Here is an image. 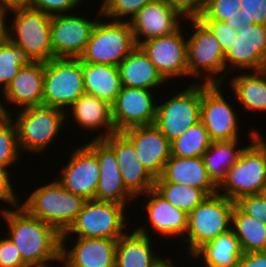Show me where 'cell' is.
I'll use <instances>...</instances> for the list:
<instances>
[{"label":"cell","instance_id":"cell-40","mask_svg":"<svg viewBox=\"0 0 266 267\" xmlns=\"http://www.w3.org/2000/svg\"><path fill=\"white\" fill-rule=\"evenodd\" d=\"M84 0H29L28 7L49 16L62 15L80 10ZM78 6L80 8H78Z\"/></svg>","mask_w":266,"mask_h":267},{"label":"cell","instance_id":"cell-16","mask_svg":"<svg viewBox=\"0 0 266 267\" xmlns=\"http://www.w3.org/2000/svg\"><path fill=\"white\" fill-rule=\"evenodd\" d=\"M154 92V93H153ZM158 91L122 86L111 105V117L116 132L134 126L153 125L156 120ZM158 98V99H157Z\"/></svg>","mask_w":266,"mask_h":267},{"label":"cell","instance_id":"cell-37","mask_svg":"<svg viewBox=\"0 0 266 267\" xmlns=\"http://www.w3.org/2000/svg\"><path fill=\"white\" fill-rule=\"evenodd\" d=\"M22 155L18 145L15 122L10 116H4L0 119V166L11 171L12 165L16 168L15 164L22 160Z\"/></svg>","mask_w":266,"mask_h":267},{"label":"cell","instance_id":"cell-9","mask_svg":"<svg viewBox=\"0 0 266 267\" xmlns=\"http://www.w3.org/2000/svg\"><path fill=\"white\" fill-rule=\"evenodd\" d=\"M136 46L129 22L106 21L101 17L79 59L84 63L118 66Z\"/></svg>","mask_w":266,"mask_h":267},{"label":"cell","instance_id":"cell-20","mask_svg":"<svg viewBox=\"0 0 266 267\" xmlns=\"http://www.w3.org/2000/svg\"><path fill=\"white\" fill-rule=\"evenodd\" d=\"M116 244V239L61 237L62 266L115 267Z\"/></svg>","mask_w":266,"mask_h":267},{"label":"cell","instance_id":"cell-54","mask_svg":"<svg viewBox=\"0 0 266 267\" xmlns=\"http://www.w3.org/2000/svg\"><path fill=\"white\" fill-rule=\"evenodd\" d=\"M4 117L3 111H2V107H1V101H0V119H2Z\"/></svg>","mask_w":266,"mask_h":267},{"label":"cell","instance_id":"cell-24","mask_svg":"<svg viewBox=\"0 0 266 267\" xmlns=\"http://www.w3.org/2000/svg\"><path fill=\"white\" fill-rule=\"evenodd\" d=\"M102 140L115 153L123 183L135 197L154 189L155 178L144 168L133 144L121 132Z\"/></svg>","mask_w":266,"mask_h":267},{"label":"cell","instance_id":"cell-51","mask_svg":"<svg viewBox=\"0 0 266 267\" xmlns=\"http://www.w3.org/2000/svg\"><path fill=\"white\" fill-rule=\"evenodd\" d=\"M177 262V260H174V258L172 259L171 257H167V259H165L158 267H176L177 264L175 263ZM177 267H181L180 265Z\"/></svg>","mask_w":266,"mask_h":267},{"label":"cell","instance_id":"cell-21","mask_svg":"<svg viewBox=\"0 0 266 267\" xmlns=\"http://www.w3.org/2000/svg\"><path fill=\"white\" fill-rule=\"evenodd\" d=\"M121 133L133 144L144 168L154 177H160L171 156V142L153 125L134 126Z\"/></svg>","mask_w":266,"mask_h":267},{"label":"cell","instance_id":"cell-45","mask_svg":"<svg viewBox=\"0 0 266 267\" xmlns=\"http://www.w3.org/2000/svg\"><path fill=\"white\" fill-rule=\"evenodd\" d=\"M214 34L220 43L221 49L225 54L232 46L237 31L230 29L224 21L218 20H201Z\"/></svg>","mask_w":266,"mask_h":267},{"label":"cell","instance_id":"cell-27","mask_svg":"<svg viewBox=\"0 0 266 267\" xmlns=\"http://www.w3.org/2000/svg\"><path fill=\"white\" fill-rule=\"evenodd\" d=\"M161 177L170 183L202 189L208 196L218 193V186L209 177L203 157L170 156Z\"/></svg>","mask_w":266,"mask_h":267},{"label":"cell","instance_id":"cell-23","mask_svg":"<svg viewBox=\"0 0 266 267\" xmlns=\"http://www.w3.org/2000/svg\"><path fill=\"white\" fill-rule=\"evenodd\" d=\"M43 89L44 63L33 62L22 67L5 91L0 94L1 97L3 96L0 101L4 116L13 113L10 111L12 104V107H16L18 110L19 108L42 106Z\"/></svg>","mask_w":266,"mask_h":267},{"label":"cell","instance_id":"cell-50","mask_svg":"<svg viewBox=\"0 0 266 267\" xmlns=\"http://www.w3.org/2000/svg\"><path fill=\"white\" fill-rule=\"evenodd\" d=\"M7 15L6 11L0 9V44L7 38Z\"/></svg>","mask_w":266,"mask_h":267},{"label":"cell","instance_id":"cell-3","mask_svg":"<svg viewBox=\"0 0 266 267\" xmlns=\"http://www.w3.org/2000/svg\"><path fill=\"white\" fill-rule=\"evenodd\" d=\"M28 195L24 200L21 198L19 206L32 217L52 225L61 234L74 222L87 201L65 189L56 177L35 187Z\"/></svg>","mask_w":266,"mask_h":267},{"label":"cell","instance_id":"cell-1","mask_svg":"<svg viewBox=\"0 0 266 267\" xmlns=\"http://www.w3.org/2000/svg\"><path fill=\"white\" fill-rule=\"evenodd\" d=\"M0 216L7 223V237L18 247L28 267H45L61 261L62 234L55 227L32 217L21 206H2Z\"/></svg>","mask_w":266,"mask_h":267},{"label":"cell","instance_id":"cell-30","mask_svg":"<svg viewBox=\"0 0 266 267\" xmlns=\"http://www.w3.org/2000/svg\"><path fill=\"white\" fill-rule=\"evenodd\" d=\"M242 254L239 240L231 229L205 243L187 259L198 262V267H238Z\"/></svg>","mask_w":266,"mask_h":267},{"label":"cell","instance_id":"cell-5","mask_svg":"<svg viewBox=\"0 0 266 267\" xmlns=\"http://www.w3.org/2000/svg\"><path fill=\"white\" fill-rule=\"evenodd\" d=\"M189 77L207 84H226L225 54L212 31L198 18L185 20ZM189 21V26H187ZM202 78V79H200Z\"/></svg>","mask_w":266,"mask_h":267},{"label":"cell","instance_id":"cell-2","mask_svg":"<svg viewBox=\"0 0 266 267\" xmlns=\"http://www.w3.org/2000/svg\"><path fill=\"white\" fill-rule=\"evenodd\" d=\"M249 132L250 143L218 186V193L233 202L244 196L260 194L266 184V140L255 127Z\"/></svg>","mask_w":266,"mask_h":267},{"label":"cell","instance_id":"cell-15","mask_svg":"<svg viewBox=\"0 0 266 267\" xmlns=\"http://www.w3.org/2000/svg\"><path fill=\"white\" fill-rule=\"evenodd\" d=\"M182 25L170 35L155 37L141 42L138 46L149 57L162 77L169 82L189 77L187 36Z\"/></svg>","mask_w":266,"mask_h":267},{"label":"cell","instance_id":"cell-25","mask_svg":"<svg viewBox=\"0 0 266 267\" xmlns=\"http://www.w3.org/2000/svg\"><path fill=\"white\" fill-rule=\"evenodd\" d=\"M71 111V112H70ZM71 115V116H69ZM74 120L82 132H99L92 139H103L115 133V128L111 117V106L96 96L83 93L66 111V121ZM69 118V119H68ZM76 121V122H75Z\"/></svg>","mask_w":266,"mask_h":267},{"label":"cell","instance_id":"cell-7","mask_svg":"<svg viewBox=\"0 0 266 267\" xmlns=\"http://www.w3.org/2000/svg\"><path fill=\"white\" fill-rule=\"evenodd\" d=\"M234 206L235 202L215 193L207 196L188 213L187 232L182 241L187 245H184L186 257L192 256L205 243L231 230Z\"/></svg>","mask_w":266,"mask_h":267},{"label":"cell","instance_id":"cell-26","mask_svg":"<svg viewBox=\"0 0 266 267\" xmlns=\"http://www.w3.org/2000/svg\"><path fill=\"white\" fill-rule=\"evenodd\" d=\"M132 229L117 240L115 267H158L167 256L155 252L157 239Z\"/></svg>","mask_w":266,"mask_h":267},{"label":"cell","instance_id":"cell-39","mask_svg":"<svg viewBox=\"0 0 266 267\" xmlns=\"http://www.w3.org/2000/svg\"><path fill=\"white\" fill-rule=\"evenodd\" d=\"M240 9L239 0H207L200 20L228 21Z\"/></svg>","mask_w":266,"mask_h":267},{"label":"cell","instance_id":"cell-4","mask_svg":"<svg viewBox=\"0 0 266 267\" xmlns=\"http://www.w3.org/2000/svg\"><path fill=\"white\" fill-rule=\"evenodd\" d=\"M17 112L9 116L15 122L18 145L23 156H25L24 152L42 155L52 145L51 143H55L57 137H60L63 126L66 125L68 128L71 124L66 121V112L55 107L34 106Z\"/></svg>","mask_w":266,"mask_h":267},{"label":"cell","instance_id":"cell-31","mask_svg":"<svg viewBox=\"0 0 266 267\" xmlns=\"http://www.w3.org/2000/svg\"><path fill=\"white\" fill-rule=\"evenodd\" d=\"M81 68L85 93L92 94L111 106L122 87L118 66L81 61Z\"/></svg>","mask_w":266,"mask_h":267},{"label":"cell","instance_id":"cell-18","mask_svg":"<svg viewBox=\"0 0 266 267\" xmlns=\"http://www.w3.org/2000/svg\"><path fill=\"white\" fill-rule=\"evenodd\" d=\"M225 68L226 79L233 71L266 69V26L248 24L237 32L231 48L225 53Z\"/></svg>","mask_w":266,"mask_h":267},{"label":"cell","instance_id":"cell-35","mask_svg":"<svg viewBox=\"0 0 266 267\" xmlns=\"http://www.w3.org/2000/svg\"><path fill=\"white\" fill-rule=\"evenodd\" d=\"M212 142L208 131L200 120L171 142V155L184 158L202 157Z\"/></svg>","mask_w":266,"mask_h":267},{"label":"cell","instance_id":"cell-42","mask_svg":"<svg viewBox=\"0 0 266 267\" xmlns=\"http://www.w3.org/2000/svg\"><path fill=\"white\" fill-rule=\"evenodd\" d=\"M235 204L247 215L266 224V199L261 194L240 198Z\"/></svg>","mask_w":266,"mask_h":267},{"label":"cell","instance_id":"cell-28","mask_svg":"<svg viewBox=\"0 0 266 267\" xmlns=\"http://www.w3.org/2000/svg\"><path fill=\"white\" fill-rule=\"evenodd\" d=\"M118 68L121 85L125 87L157 91L167 82L139 46L127 55Z\"/></svg>","mask_w":266,"mask_h":267},{"label":"cell","instance_id":"cell-53","mask_svg":"<svg viewBox=\"0 0 266 267\" xmlns=\"http://www.w3.org/2000/svg\"><path fill=\"white\" fill-rule=\"evenodd\" d=\"M60 264H61V265H60ZM54 265L56 266V264L53 263L52 265L45 266V267H53ZM58 265H59V266H58ZM55 266H54V267H55ZM60 266L63 267L61 261H60L59 263H57V267H60Z\"/></svg>","mask_w":266,"mask_h":267},{"label":"cell","instance_id":"cell-6","mask_svg":"<svg viewBox=\"0 0 266 267\" xmlns=\"http://www.w3.org/2000/svg\"><path fill=\"white\" fill-rule=\"evenodd\" d=\"M6 15L13 16L12 20L7 18V38L14 45L21 47L33 62L46 63L54 58L51 16L28 6L7 10Z\"/></svg>","mask_w":266,"mask_h":267},{"label":"cell","instance_id":"cell-41","mask_svg":"<svg viewBox=\"0 0 266 267\" xmlns=\"http://www.w3.org/2000/svg\"><path fill=\"white\" fill-rule=\"evenodd\" d=\"M244 16V25L260 24L266 26V0H239Z\"/></svg>","mask_w":266,"mask_h":267},{"label":"cell","instance_id":"cell-11","mask_svg":"<svg viewBox=\"0 0 266 267\" xmlns=\"http://www.w3.org/2000/svg\"><path fill=\"white\" fill-rule=\"evenodd\" d=\"M169 99L157 103L154 125L170 141L179 138L201 119V82H190Z\"/></svg>","mask_w":266,"mask_h":267},{"label":"cell","instance_id":"cell-12","mask_svg":"<svg viewBox=\"0 0 266 267\" xmlns=\"http://www.w3.org/2000/svg\"><path fill=\"white\" fill-rule=\"evenodd\" d=\"M224 84L201 82V121L212 141L240 140V118L231 100L225 98ZM223 88V89H222ZM225 96V97H224ZM239 117V118H238Z\"/></svg>","mask_w":266,"mask_h":267},{"label":"cell","instance_id":"cell-8","mask_svg":"<svg viewBox=\"0 0 266 267\" xmlns=\"http://www.w3.org/2000/svg\"><path fill=\"white\" fill-rule=\"evenodd\" d=\"M126 209L127 206L115 202L88 200L61 237L118 240L129 231L127 228L131 227L127 221L130 209L128 211Z\"/></svg>","mask_w":266,"mask_h":267},{"label":"cell","instance_id":"cell-49","mask_svg":"<svg viewBox=\"0 0 266 267\" xmlns=\"http://www.w3.org/2000/svg\"><path fill=\"white\" fill-rule=\"evenodd\" d=\"M29 0H0V9L10 10L13 8L26 7Z\"/></svg>","mask_w":266,"mask_h":267},{"label":"cell","instance_id":"cell-38","mask_svg":"<svg viewBox=\"0 0 266 267\" xmlns=\"http://www.w3.org/2000/svg\"><path fill=\"white\" fill-rule=\"evenodd\" d=\"M153 0H101L98 5L106 20L130 22L146 4Z\"/></svg>","mask_w":266,"mask_h":267},{"label":"cell","instance_id":"cell-33","mask_svg":"<svg viewBox=\"0 0 266 267\" xmlns=\"http://www.w3.org/2000/svg\"><path fill=\"white\" fill-rule=\"evenodd\" d=\"M231 229L243 253L266 251V224L245 214L236 204L232 212Z\"/></svg>","mask_w":266,"mask_h":267},{"label":"cell","instance_id":"cell-22","mask_svg":"<svg viewBox=\"0 0 266 267\" xmlns=\"http://www.w3.org/2000/svg\"><path fill=\"white\" fill-rule=\"evenodd\" d=\"M184 22L166 0H153L137 12L129 23L138 46L148 39L174 33Z\"/></svg>","mask_w":266,"mask_h":267},{"label":"cell","instance_id":"cell-47","mask_svg":"<svg viewBox=\"0 0 266 267\" xmlns=\"http://www.w3.org/2000/svg\"><path fill=\"white\" fill-rule=\"evenodd\" d=\"M238 267H266V251L243 253Z\"/></svg>","mask_w":266,"mask_h":267},{"label":"cell","instance_id":"cell-32","mask_svg":"<svg viewBox=\"0 0 266 267\" xmlns=\"http://www.w3.org/2000/svg\"><path fill=\"white\" fill-rule=\"evenodd\" d=\"M239 140L213 141L203 154L205 168L212 181L219 186L228 170L238 161L246 146Z\"/></svg>","mask_w":266,"mask_h":267},{"label":"cell","instance_id":"cell-17","mask_svg":"<svg viewBox=\"0 0 266 267\" xmlns=\"http://www.w3.org/2000/svg\"><path fill=\"white\" fill-rule=\"evenodd\" d=\"M80 145V146H79ZM77 145L67 156V164L63 163L56 178L68 191L83 197L85 200L95 199L99 184L100 167L97 156L82 143Z\"/></svg>","mask_w":266,"mask_h":267},{"label":"cell","instance_id":"cell-48","mask_svg":"<svg viewBox=\"0 0 266 267\" xmlns=\"http://www.w3.org/2000/svg\"><path fill=\"white\" fill-rule=\"evenodd\" d=\"M225 24L230 29H235L237 32H239L244 25V16L242 13V9L236 10V13L230 18V20L225 21Z\"/></svg>","mask_w":266,"mask_h":267},{"label":"cell","instance_id":"cell-52","mask_svg":"<svg viewBox=\"0 0 266 267\" xmlns=\"http://www.w3.org/2000/svg\"><path fill=\"white\" fill-rule=\"evenodd\" d=\"M260 194L266 199V184L263 186Z\"/></svg>","mask_w":266,"mask_h":267},{"label":"cell","instance_id":"cell-44","mask_svg":"<svg viewBox=\"0 0 266 267\" xmlns=\"http://www.w3.org/2000/svg\"><path fill=\"white\" fill-rule=\"evenodd\" d=\"M0 267H28L17 246L4 235L0 237Z\"/></svg>","mask_w":266,"mask_h":267},{"label":"cell","instance_id":"cell-10","mask_svg":"<svg viewBox=\"0 0 266 267\" xmlns=\"http://www.w3.org/2000/svg\"><path fill=\"white\" fill-rule=\"evenodd\" d=\"M83 93L84 79L79 58H53L44 63L43 106L66 112Z\"/></svg>","mask_w":266,"mask_h":267},{"label":"cell","instance_id":"cell-36","mask_svg":"<svg viewBox=\"0 0 266 267\" xmlns=\"http://www.w3.org/2000/svg\"><path fill=\"white\" fill-rule=\"evenodd\" d=\"M31 63L33 61L28 54L6 38L0 44V92L5 91L22 67Z\"/></svg>","mask_w":266,"mask_h":267},{"label":"cell","instance_id":"cell-13","mask_svg":"<svg viewBox=\"0 0 266 267\" xmlns=\"http://www.w3.org/2000/svg\"><path fill=\"white\" fill-rule=\"evenodd\" d=\"M97 9L92 18L80 11L79 15L72 12L52 16L51 45L54 58H79L83 54L97 21L102 17L100 7Z\"/></svg>","mask_w":266,"mask_h":267},{"label":"cell","instance_id":"cell-34","mask_svg":"<svg viewBox=\"0 0 266 267\" xmlns=\"http://www.w3.org/2000/svg\"><path fill=\"white\" fill-rule=\"evenodd\" d=\"M154 190L174 207L191 212L208 195L199 188L165 181L161 176L155 178Z\"/></svg>","mask_w":266,"mask_h":267},{"label":"cell","instance_id":"cell-19","mask_svg":"<svg viewBox=\"0 0 266 267\" xmlns=\"http://www.w3.org/2000/svg\"><path fill=\"white\" fill-rule=\"evenodd\" d=\"M85 145L97 156L100 167L95 200L115 202L130 208V203L133 204L136 197L123 183L120 167L113 150L102 139H89Z\"/></svg>","mask_w":266,"mask_h":267},{"label":"cell","instance_id":"cell-43","mask_svg":"<svg viewBox=\"0 0 266 267\" xmlns=\"http://www.w3.org/2000/svg\"><path fill=\"white\" fill-rule=\"evenodd\" d=\"M183 19H198L202 16L207 0H166Z\"/></svg>","mask_w":266,"mask_h":267},{"label":"cell","instance_id":"cell-14","mask_svg":"<svg viewBox=\"0 0 266 267\" xmlns=\"http://www.w3.org/2000/svg\"><path fill=\"white\" fill-rule=\"evenodd\" d=\"M142 195L144 196V200L146 197V201H144V203L146 204L143 203L142 205V213L145 212V215H147L145 216L147 217V221L146 218L144 221L145 224L150 226H148V229L147 225L145 224L144 226L143 224L139 225V227L138 225H136L137 227L135 226L134 229L138 233L150 236L152 238L155 234L157 235V237L160 234L159 239L161 237H164L166 241H171L174 238L175 242L173 239L172 243L173 245L177 246L175 243L177 241H182L187 232L188 213H186L182 209L174 207L169 201L165 200L154 189H151L148 192L137 196L136 199L139 200V197L142 198ZM150 230H152V232H154L155 234ZM166 237L167 239L170 238L171 240H167ZM179 237L180 240L178 239Z\"/></svg>","mask_w":266,"mask_h":267},{"label":"cell","instance_id":"cell-46","mask_svg":"<svg viewBox=\"0 0 266 267\" xmlns=\"http://www.w3.org/2000/svg\"><path fill=\"white\" fill-rule=\"evenodd\" d=\"M10 170L0 166V202H5L9 205V208H14L19 206L20 198L18 191L16 193V186L12 183V177ZM18 194V196H17Z\"/></svg>","mask_w":266,"mask_h":267},{"label":"cell","instance_id":"cell-29","mask_svg":"<svg viewBox=\"0 0 266 267\" xmlns=\"http://www.w3.org/2000/svg\"><path fill=\"white\" fill-rule=\"evenodd\" d=\"M237 73L227 77L234 102L245 112H266V69Z\"/></svg>","mask_w":266,"mask_h":267}]
</instances>
